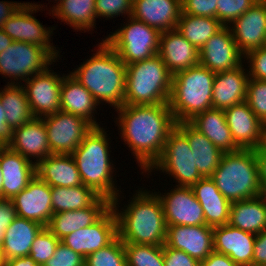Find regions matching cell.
I'll use <instances>...</instances> for the list:
<instances>
[{"instance_id":"9","label":"cell","mask_w":266,"mask_h":266,"mask_svg":"<svg viewBox=\"0 0 266 266\" xmlns=\"http://www.w3.org/2000/svg\"><path fill=\"white\" fill-rule=\"evenodd\" d=\"M192 153L187 137L175 127L165 142L160 158L147 172L161 170L173 176L177 186H192L203 178L194 164Z\"/></svg>"},{"instance_id":"56","label":"cell","mask_w":266,"mask_h":266,"mask_svg":"<svg viewBox=\"0 0 266 266\" xmlns=\"http://www.w3.org/2000/svg\"><path fill=\"white\" fill-rule=\"evenodd\" d=\"M12 42V38L0 28V53L6 50Z\"/></svg>"},{"instance_id":"11","label":"cell","mask_w":266,"mask_h":266,"mask_svg":"<svg viewBox=\"0 0 266 266\" xmlns=\"http://www.w3.org/2000/svg\"><path fill=\"white\" fill-rule=\"evenodd\" d=\"M42 6V7H41ZM23 2L18 10L3 23L2 29L13 41L27 42L45 48L56 60L60 53L52 41L53 28L44 27L32 14L42 10L43 5ZM35 11V12H34Z\"/></svg>"},{"instance_id":"25","label":"cell","mask_w":266,"mask_h":266,"mask_svg":"<svg viewBox=\"0 0 266 266\" xmlns=\"http://www.w3.org/2000/svg\"><path fill=\"white\" fill-rule=\"evenodd\" d=\"M181 13V0H133L131 16L164 32L177 27Z\"/></svg>"},{"instance_id":"59","label":"cell","mask_w":266,"mask_h":266,"mask_svg":"<svg viewBox=\"0 0 266 266\" xmlns=\"http://www.w3.org/2000/svg\"><path fill=\"white\" fill-rule=\"evenodd\" d=\"M260 197L262 198V200L266 206V188H261Z\"/></svg>"},{"instance_id":"36","label":"cell","mask_w":266,"mask_h":266,"mask_svg":"<svg viewBox=\"0 0 266 266\" xmlns=\"http://www.w3.org/2000/svg\"><path fill=\"white\" fill-rule=\"evenodd\" d=\"M9 83L0 91V98L6 122L14 129L31 121L34 116L28 104L23 86L21 84Z\"/></svg>"},{"instance_id":"55","label":"cell","mask_w":266,"mask_h":266,"mask_svg":"<svg viewBox=\"0 0 266 266\" xmlns=\"http://www.w3.org/2000/svg\"><path fill=\"white\" fill-rule=\"evenodd\" d=\"M4 266H39L30 256L4 260Z\"/></svg>"},{"instance_id":"23","label":"cell","mask_w":266,"mask_h":266,"mask_svg":"<svg viewBox=\"0 0 266 266\" xmlns=\"http://www.w3.org/2000/svg\"><path fill=\"white\" fill-rule=\"evenodd\" d=\"M8 146L29 161H32V157L36 158L35 164L52 154L42 118L34 117L22 126L14 128L13 139Z\"/></svg>"},{"instance_id":"15","label":"cell","mask_w":266,"mask_h":266,"mask_svg":"<svg viewBox=\"0 0 266 266\" xmlns=\"http://www.w3.org/2000/svg\"><path fill=\"white\" fill-rule=\"evenodd\" d=\"M174 187L176 188L171 189L167 194L165 192V195L155 191L162 202L167 226L205 225L203 208L191 186L175 185Z\"/></svg>"},{"instance_id":"46","label":"cell","mask_w":266,"mask_h":266,"mask_svg":"<svg viewBox=\"0 0 266 266\" xmlns=\"http://www.w3.org/2000/svg\"><path fill=\"white\" fill-rule=\"evenodd\" d=\"M218 0H181L182 13L217 19Z\"/></svg>"},{"instance_id":"18","label":"cell","mask_w":266,"mask_h":266,"mask_svg":"<svg viewBox=\"0 0 266 266\" xmlns=\"http://www.w3.org/2000/svg\"><path fill=\"white\" fill-rule=\"evenodd\" d=\"M232 24L233 39L244 56L266 46V0H258Z\"/></svg>"},{"instance_id":"42","label":"cell","mask_w":266,"mask_h":266,"mask_svg":"<svg viewBox=\"0 0 266 266\" xmlns=\"http://www.w3.org/2000/svg\"><path fill=\"white\" fill-rule=\"evenodd\" d=\"M246 102L261 122L266 121V80L249 78Z\"/></svg>"},{"instance_id":"2","label":"cell","mask_w":266,"mask_h":266,"mask_svg":"<svg viewBox=\"0 0 266 266\" xmlns=\"http://www.w3.org/2000/svg\"><path fill=\"white\" fill-rule=\"evenodd\" d=\"M118 195L111 201L117 219L118 237L123 243L164 245L167 235L163 205L154 192L139 190L119 211Z\"/></svg>"},{"instance_id":"60","label":"cell","mask_w":266,"mask_h":266,"mask_svg":"<svg viewBox=\"0 0 266 266\" xmlns=\"http://www.w3.org/2000/svg\"><path fill=\"white\" fill-rule=\"evenodd\" d=\"M0 266H4V260L0 251Z\"/></svg>"},{"instance_id":"6","label":"cell","mask_w":266,"mask_h":266,"mask_svg":"<svg viewBox=\"0 0 266 266\" xmlns=\"http://www.w3.org/2000/svg\"><path fill=\"white\" fill-rule=\"evenodd\" d=\"M211 179L231 203L260 196L261 185L255 149L223 153Z\"/></svg>"},{"instance_id":"39","label":"cell","mask_w":266,"mask_h":266,"mask_svg":"<svg viewBox=\"0 0 266 266\" xmlns=\"http://www.w3.org/2000/svg\"><path fill=\"white\" fill-rule=\"evenodd\" d=\"M127 266H164L163 245L124 243Z\"/></svg>"},{"instance_id":"35","label":"cell","mask_w":266,"mask_h":266,"mask_svg":"<svg viewBox=\"0 0 266 266\" xmlns=\"http://www.w3.org/2000/svg\"><path fill=\"white\" fill-rule=\"evenodd\" d=\"M51 8L50 14L56 16L64 24L84 32L95 27V0H60ZM53 9V10H52ZM96 18V19H95Z\"/></svg>"},{"instance_id":"33","label":"cell","mask_w":266,"mask_h":266,"mask_svg":"<svg viewBox=\"0 0 266 266\" xmlns=\"http://www.w3.org/2000/svg\"><path fill=\"white\" fill-rule=\"evenodd\" d=\"M43 228L38 222L16 217L5 230L1 249L3 260L29 256L32 243Z\"/></svg>"},{"instance_id":"48","label":"cell","mask_w":266,"mask_h":266,"mask_svg":"<svg viewBox=\"0 0 266 266\" xmlns=\"http://www.w3.org/2000/svg\"><path fill=\"white\" fill-rule=\"evenodd\" d=\"M164 266H199V261L182 250L163 245Z\"/></svg>"},{"instance_id":"47","label":"cell","mask_w":266,"mask_h":266,"mask_svg":"<svg viewBox=\"0 0 266 266\" xmlns=\"http://www.w3.org/2000/svg\"><path fill=\"white\" fill-rule=\"evenodd\" d=\"M244 57L249 63V78L266 80V46L251 50Z\"/></svg>"},{"instance_id":"45","label":"cell","mask_w":266,"mask_h":266,"mask_svg":"<svg viewBox=\"0 0 266 266\" xmlns=\"http://www.w3.org/2000/svg\"><path fill=\"white\" fill-rule=\"evenodd\" d=\"M85 258L74 252L62 242L57 245L54 256L43 266H84Z\"/></svg>"},{"instance_id":"10","label":"cell","mask_w":266,"mask_h":266,"mask_svg":"<svg viewBox=\"0 0 266 266\" xmlns=\"http://www.w3.org/2000/svg\"><path fill=\"white\" fill-rule=\"evenodd\" d=\"M55 61L56 59L41 46L13 41L0 53V74L5 75V78L9 77L10 84H19L21 80L26 81L45 71Z\"/></svg>"},{"instance_id":"49","label":"cell","mask_w":266,"mask_h":266,"mask_svg":"<svg viewBox=\"0 0 266 266\" xmlns=\"http://www.w3.org/2000/svg\"><path fill=\"white\" fill-rule=\"evenodd\" d=\"M17 217L11 199H0V251L3 246L5 230Z\"/></svg>"},{"instance_id":"37","label":"cell","mask_w":266,"mask_h":266,"mask_svg":"<svg viewBox=\"0 0 266 266\" xmlns=\"http://www.w3.org/2000/svg\"><path fill=\"white\" fill-rule=\"evenodd\" d=\"M53 214L79 210L91 206L99 197L85 185L74 187H51Z\"/></svg>"},{"instance_id":"32","label":"cell","mask_w":266,"mask_h":266,"mask_svg":"<svg viewBox=\"0 0 266 266\" xmlns=\"http://www.w3.org/2000/svg\"><path fill=\"white\" fill-rule=\"evenodd\" d=\"M176 127L187 137L193 152L194 164L200 175L203 178L211 177L219 165L223 152L189 122L176 123Z\"/></svg>"},{"instance_id":"28","label":"cell","mask_w":266,"mask_h":266,"mask_svg":"<svg viewBox=\"0 0 266 266\" xmlns=\"http://www.w3.org/2000/svg\"><path fill=\"white\" fill-rule=\"evenodd\" d=\"M35 173L50 187H74L83 184L71 154L47 156L35 164Z\"/></svg>"},{"instance_id":"19","label":"cell","mask_w":266,"mask_h":266,"mask_svg":"<svg viewBox=\"0 0 266 266\" xmlns=\"http://www.w3.org/2000/svg\"><path fill=\"white\" fill-rule=\"evenodd\" d=\"M165 244L186 252L199 262L206 259L213 250V227L207 225L167 226Z\"/></svg>"},{"instance_id":"26","label":"cell","mask_w":266,"mask_h":266,"mask_svg":"<svg viewBox=\"0 0 266 266\" xmlns=\"http://www.w3.org/2000/svg\"><path fill=\"white\" fill-rule=\"evenodd\" d=\"M110 208L111 201L100 196L87 208L53 214L47 228L61 240L79 228H85L94 224Z\"/></svg>"},{"instance_id":"20","label":"cell","mask_w":266,"mask_h":266,"mask_svg":"<svg viewBox=\"0 0 266 266\" xmlns=\"http://www.w3.org/2000/svg\"><path fill=\"white\" fill-rule=\"evenodd\" d=\"M256 235L230 224L213 228V250L229 256L239 266H252Z\"/></svg>"},{"instance_id":"38","label":"cell","mask_w":266,"mask_h":266,"mask_svg":"<svg viewBox=\"0 0 266 266\" xmlns=\"http://www.w3.org/2000/svg\"><path fill=\"white\" fill-rule=\"evenodd\" d=\"M222 27L223 25L216 18L181 13L176 29L188 42L200 50Z\"/></svg>"},{"instance_id":"57","label":"cell","mask_w":266,"mask_h":266,"mask_svg":"<svg viewBox=\"0 0 266 266\" xmlns=\"http://www.w3.org/2000/svg\"><path fill=\"white\" fill-rule=\"evenodd\" d=\"M257 149L261 152H266V121L261 122L260 141Z\"/></svg>"},{"instance_id":"4","label":"cell","mask_w":266,"mask_h":266,"mask_svg":"<svg viewBox=\"0 0 266 266\" xmlns=\"http://www.w3.org/2000/svg\"><path fill=\"white\" fill-rule=\"evenodd\" d=\"M107 137L104 128L93 127L71 155L83 185L112 201L120 192L113 181L115 168L110 161V142Z\"/></svg>"},{"instance_id":"29","label":"cell","mask_w":266,"mask_h":266,"mask_svg":"<svg viewBox=\"0 0 266 266\" xmlns=\"http://www.w3.org/2000/svg\"><path fill=\"white\" fill-rule=\"evenodd\" d=\"M191 188L203 208L205 225L214 228L229 223L231 202L221 194L211 177L200 179Z\"/></svg>"},{"instance_id":"51","label":"cell","mask_w":266,"mask_h":266,"mask_svg":"<svg viewBox=\"0 0 266 266\" xmlns=\"http://www.w3.org/2000/svg\"><path fill=\"white\" fill-rule=\"evenodd\" d=\"M14 129L6 122L4 108L0 98V146H8L13 139Z\"/></svg>"},{"instance_id":"7","label":"cell","mask_w":266,"mask_h":266,"mask_svg":"<svg viewBox=\"0 0 266 266\" xmlns=\"http://www.w3.org/2000/svg\"><path fill=\"white\" fill-rule=\"evenodd\" d=\"M172 74L157 54L152 58L126 65L124 105L168 103Z\"/></svg>"},{"instance_id":"5","label":"cell","mask_w":266,"mask_h":266,"mask_svg":"<svg viewBox=\"0 0 266 266\" xmlns=\"http://www.w3.org/2000/svg\"><path fill=\"white\" fill-rule=\"evenodd\" d=\"M214 78L215 73L200 63L172 75L168 104L177 123L212 108Z\"/></svg>"},{"instance_id":"14","label":"cell","mask_w":266,"mask_h":266,"mask_svg":"<svg viewBox=\"0 0 266 266\" xmlns=\"http://www.w3.org/2000/svg\"><path fill=\"white\" fill-rule=\"evenodd\" d=\"M117 236V219L111 207L97 222L71 232L60 242L85 258L110 244Z\"/></svg>"},{"instance_id":"53","label":"cell","mask_w":266,"mask_h":266,"mask_svg":"<svg viewBox=\"0 0 266 266\" xmlns=\"http://www.w3.org/2000/svg\"><path fill=\"white\" fill-rule=\"evenodd\" d=\"M21 2H9L0 1V28H2L3 23L6 22L22 5Z\"/></svg>"},{"instance_id":"21","label":"cell","mask_w":266,"mask_h":266,"mask_svg":"<svg viewBox=\"0 0 266 266\" xmlns=\"http://www.w3.org/2000/svg\"><path fill=\"white\" fill-rule=\"evenodd\" d=\"M3 175V199H12L36 176L35 162L29 161L9 146H0Z\"/></svg>"},{"instance_id":"24","label":"cell","mask_w":266,"mask_h":266,"mask_svg":"<svg viewBox=\"0 0 266 266\" xmlns=\"http://www.w3.org/2000/svg\"><path fill=\"white\" fill-rule=\"evenodd\" d=\"M227 126L240 149H257L260 141L261 121L246 101L224 109Z\"/></svg>"},{"instance_id":"17","label":"cell","mask_w":266,"mask_h":266,"mask_svg":"<svg viewBox=\"0 0 266 266\" xmlns=\"http://www.w3.org/2000/svg\"><path fill=\"white\" fill-rule=\"evenodd\" d=\"M11 201L17 217L38 222L44 227L49 224L53 215L51 187L37 176Z\"/></svg>"},{"instance_id":"30","label":"cell","mask_w":266,"mask_h":266,"mask_svg":"<svg viewBox=\"0 0 266 266\" xmlns=\"http://www.w3.org/2000/svg\"><path fill=\"white\" fill-rule=\"evenodd\" d=\"M98 105L93 95L70 73L63 76L60 90V111L81 116L94 127H100L93 116Z\"/></svg>"},{"instance_id":"44","label":"cell","mask_w":266,"mask_h":266,"mask_svg":"<svg viewBox=\"0 0 266 266\" xmlns=\"http://www.w3.org/2000/svg\"><path fill=\"white\" fill-rule=\"evenodd\" d=\"M96 17H105V19L114 18L118 15H127L131 17L133 12V0H95Z\"/></svg>"},{"instance_id":"22","label":"cell","mask_w":266,"mask_h":266,"mask_svg":"<svg viewBox=\"0 0 266 266\" xmlns=\"http://www.w3.org/2000/svg\"><path fill=\"white\" fill-rule=\"evenodd\" d=\"M158 55L172 75L199 64V50L176 28L161 32Z\"/></svg>"},{"instance_id":"54","label":"cell","mask_w":266,"mask_h":266,"mask_svg":"<svg viewBox=\"0 0 266 266\" xmlns=\"http://www.w3.org/2000/svg\"><path fill=\"white\" fill-rule=\"evenodd\" d=\"M259 169V181L261 188H266V152L255 149Z\"/></svg>"},{"instance_id":"31","label":"cell","mask_w":266,"mask_h":266,"mask_svg":"<svg viewBox=\"0 0 266 266\" xmlns=\"http://www.w3.org/2000/svg\"><path fill=\"white\" fill-rule=\"evenodd\" d=\"M188 122L199 132L203 133L223 153L240 150L235 144L230 129L227 126L223 109L211 108L205 110Z\"/></svg>"},{"instance_id":"27","label":"cell","mask_w":266,"mask_h":266,"mask_svg":"<svg viewBox=\"0 0 266 266\" xmlns=\"http://www.w3.org/2000/svg\"><path fill=\"white\" fill-rule=\"evenodd\" d=\"M240 65L236 69L215 73L212 108L226 109L246 101L249 74Z\"/></svg>"},{"instance_id":"40","label":"cell","mask_w":266,"mask_h":266,"mask_svg":"<svg viewBox=\"0 0 266 266\" xmlns=\"http://www.w3.org/2000/svg\"><path fill=\"white\" fill-rule=\"evenodd\" d=\"M84 266H127L124 243L117 236L107 246L87 255Z\"/></svg>"},{"instance_id":"1","label":"cell","mask_w":266,"mask_h":266,"mask_svg":"<svg viewBox=\"0 0 266 266\" xmlns=\"http://www.w3.org/2000/svg\"><path fill=\"white\" fill-rule=\"evenodd\" d=\"M116 111L121 139L131 148L145 173L160 158L170 132L176 127L169 104H123Z\"/></svg>"},{"instance_id":"52","label":"cell","mask_w":266,"mask_h":266,"mask_svg":"<svg viewBox=\"0 0 266 266\" xmlns=\"http://www.w3.org/2000/svg\"><path fill=\"white\" fill-rule=\"evenodd\" d=\"M199 266H239L229 256L213 251Z\"/></svg>"},{"instance_id":"13","label":"cell","mask_w":266,"mask_h":266,"mask_svg":"<svg viewBox=\"0 0 266 266\" xmlns=\"http://www.w3.org/2000/svg\"><path fill=\"white\" fill-rule=\"evenodd\" d=\"M51 71L47 68L24 81L25 85L22 84L35 118H43L60 111V90L64 75L61 77Z\"/></svg>"},{"instance_id":"16","label":"cell","mask_w":266,"mask_h":266,"mask_svg":"<svg viewBox=\"0 0 266 266\" xmlns=\"http://www.w3.org/2000/svg\"><path fill=\"white\" fill-rule=\"evenodd\" d=\"M243 58L229 26L218 30L199 50V63L214 73L236 69Z\"/></svg>"},{"instance_id":"12","label":"cell","mask_w":266,"mask_h":266,"mask_svg":"<svg viewBox=\"0 0 266 266\" xmlns=\"http://www.w3.org/2000/svg\"><path fill=\"white\" fill-rule=\"evenodd\" d=\"M42 119L52 154H72L94 127L83 117L62 111Z\"/></svg>"},{"instance_id":"3","label":"cell","mask_w":266,"mask_h":266,"mask_svg":"<svg viewBox=\"0 0 266 266\" xmlns=\"http://www.w3.org/2000/svg\"><path fill=\"white\" fill-rule=\"evenodd\" d=\"M96 53L70 72L100 105L108 103L115 109L124 104L126 65L117 53L102 39Z\"/></svg>"},{"instance_id":"58","label":"cell","mask_w":266,"mask_h":266,"mask_svg":"<svg viewBox=\"0 0 266 266\" xmlns=\"http://www.w3.org/2000/svg\"><path fill=\"white\" fill-rule=\"evenodd\" d=\"M0 199H3V175L0 167Z\"/></svg>"},{"instance_id":"41","label":"cell","mask_w":266,"mask_h":266,"mask_svg":"<svg viewBox=\"0 0 266 266\" xmlns=\"http://www.w3.org/2000/svg\"><path fill=\"white\" fill-rule=\"evenodd\" d=\"M60 240L44 227L35 237L29 256L39 265L43 266L52 256Z\"/></svg>"},{"instance_id":"50","label":"cell","mask_w":266,"mask_h":266,"mask_svg":"<svg viewBox=\"0 0 266 266\" xmlns=\"http://www.w3.org/2000/svg\"><path fill=\"white\" fill-rule=\"evenodd\" d=\"M252 266H266V229L256 235Z\"/></svg>"},{"instance_id":"43","label":"cell","mask_w":266,"mask_h":266,"mask_svg":"<svg viewBox=\"0 0 266 266\" xmlns=\"http://www.w3.org/2000/svg\"><path fill=\"white\" fill-rule=\"evenodd\" d=\"M258 0H218L217 19L223 26H229L244 14Z\"/></svg>"},{"instance_id":"34","label":"cell","mask_w":266,"mask_h":266,"mask_svg":"<svg viewBox=\"0 0 266 266\" xmlns=\"http://www.w3.org/2000/svg\"><path fill=\"white\" fill-rule=\"evenodd\" d=\"M245 232L259 234L266 229V206L260 196L232 202L229 223Z\"/></svg>"},{"instance_id":"8","label":"cell","mask_w":266,"mask_h":266,"mask_svg":"<svg viewBox=\"0 0 266 266\" xmlns=\"http://www.w3.org/2000/svg\"><path fill=\"white\" fill-rule=\"evenodd\" d=\"M120 29L104 40L125 64L152 58L158 54L161 32L132 16Z\"/></svg>"}]
</instances>
